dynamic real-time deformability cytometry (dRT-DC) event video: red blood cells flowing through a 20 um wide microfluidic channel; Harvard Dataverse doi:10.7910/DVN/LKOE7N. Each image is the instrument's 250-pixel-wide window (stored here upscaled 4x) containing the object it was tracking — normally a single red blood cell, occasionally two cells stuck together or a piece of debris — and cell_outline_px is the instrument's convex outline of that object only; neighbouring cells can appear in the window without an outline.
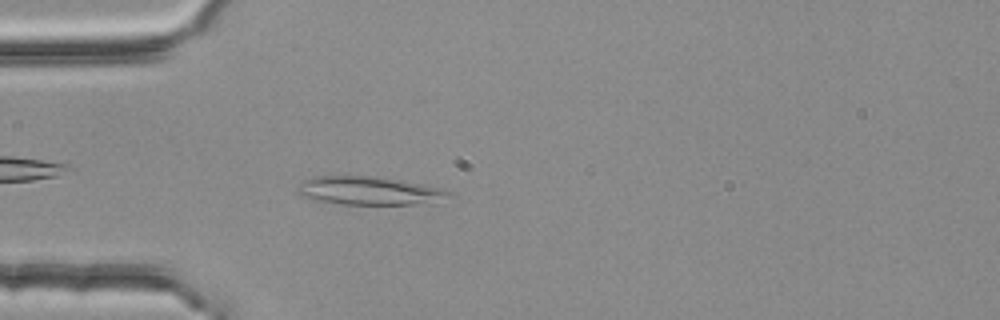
{"species": "common noctule bat (a hibernating species)", "species_latin": "Nyctalus noctula", "temperature_condition": "room temperature", "stored_images_in_passage": 4, "camera_frame_rate_fps": 3000, "um_per_image_px": 0.085, "animal": {"sex": "female", "body_mass_g": 25.1}, "frame": {"image": 1, "passage_image": 4, "time_ms": 1.0, "image_size_px": [1000, 320], "cell_outline_px": [[452, 192], [412, 204], [340, 204], [316, 200], [300, 196], [296, 192], [296, 188], [304, 180], [312, 176], [376, 176], [404, 180]], "centroid_in_image_um": [31.1, 16.18], "position_along_channel_um": 53.9, "area_um2": 24.04}}